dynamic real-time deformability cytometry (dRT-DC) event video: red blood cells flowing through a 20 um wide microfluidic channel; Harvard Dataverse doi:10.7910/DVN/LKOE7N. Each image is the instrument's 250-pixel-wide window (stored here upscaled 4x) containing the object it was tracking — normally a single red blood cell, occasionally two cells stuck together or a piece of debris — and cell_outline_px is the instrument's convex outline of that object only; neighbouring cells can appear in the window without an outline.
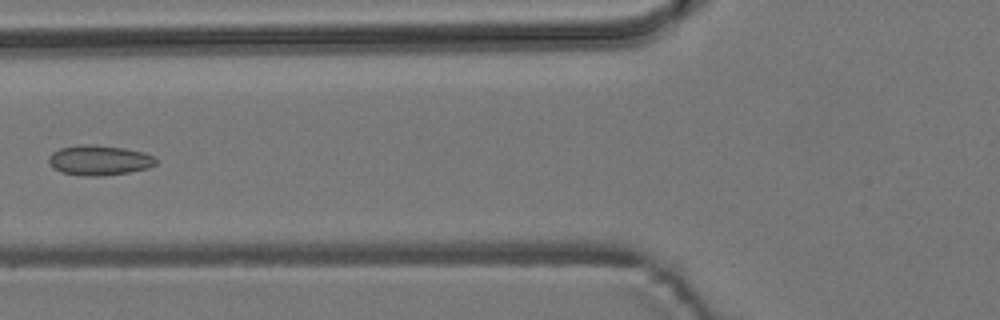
{"species": "common noctule bat (a hibernating species)", "species_latin": "Nyctalus noctula", "temperature_condition": "room temperature", "stored_images_in_passage": 4, "camera_frame_rate_fps": 3000, "um_per_image_px": 0.085, "animal": {"sex": "male", "body_mass_g": 19.2, "forearm_length_mm": 51.8}, "frame": {"image": 1, "passage_image": 4, "time_ms": 3.333, "image_size_px": [1000, 320], "cell_outline_px": [[156, 164], [148, 168], [128, 172], [100, 176], [84, 176], [64, 172], [52, 168], [48, 160], [48, 156], [52, 152], [60, 148], [76, 144], [96, 144], [124, 148], [144, 152], [152, 156], [156, 160]], "centroid_in_image_um": [8.4, 13.6], "position_along_channel_um": 117.4, "area_um2": 18.84}}